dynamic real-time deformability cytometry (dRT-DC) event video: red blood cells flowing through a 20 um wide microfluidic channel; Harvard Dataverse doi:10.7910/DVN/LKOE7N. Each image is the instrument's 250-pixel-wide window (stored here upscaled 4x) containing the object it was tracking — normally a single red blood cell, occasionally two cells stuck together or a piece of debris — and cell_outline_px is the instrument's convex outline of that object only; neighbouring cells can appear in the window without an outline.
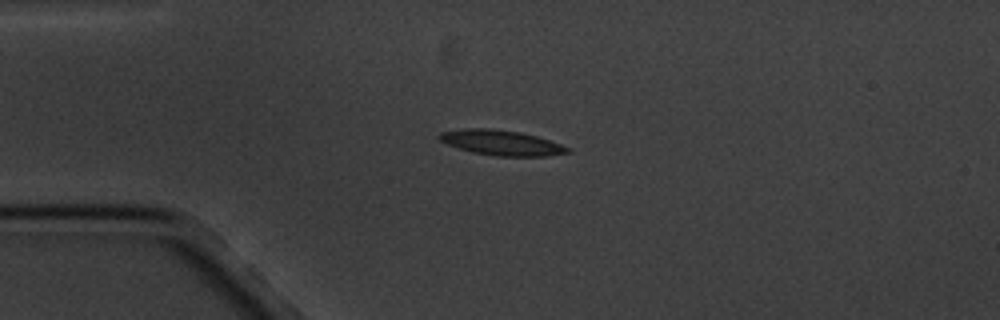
{"species": "common noctule bat (a hibernating species)", "species_latin": "Nyctalus noctula", "temperature_condition": "cold", "stored_images_in_passage": 8, "camera_frame_rate_fps": 3000, "um_per_image_px": 0.085, "animal": {"sex": "male", "body_mass_g": 20.1, "forearm_length_mm": 53.5}, "frame": {"image": 1, "passage_image": 4, "time_ms": 3.333, "image_size_px": [1000, 320], "cell_outline_px": [[572, 152], [548, 156], [496, 156], [472, 152], [448, 144], [440, 140], [436, 136], [440, 132], [464, 128], [492, 128], [520, 132], [536, 136], [572, 148]], "centroid_in_image_um": [42.63, 12.13], "position_along_channel_um": 42.4, "area_um2": 18.84}}
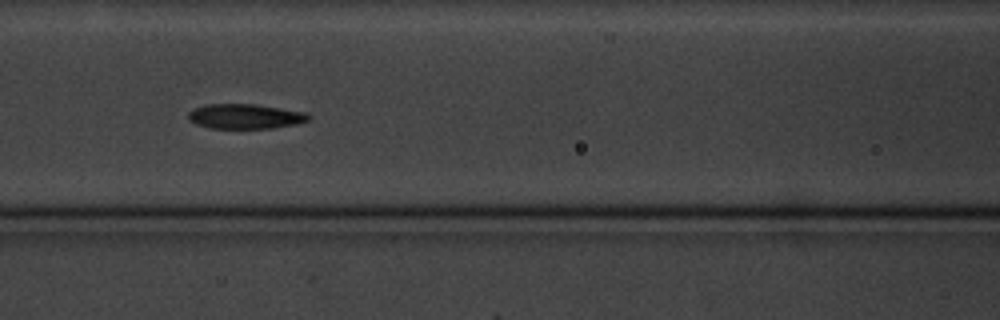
{"frame": {"image": 2, "passage_image": 7, "time_ms": 7.0, "image_size_px": [1000, 320], "cell_outline_px": [[312, 116], [308, 120], [296, 124], [272, 128], [208, 128], [196, 124], [188, 120], [188, 112], [192, 108], [204, 104], [256, 104], [308, 112]], "centroid_in_image_um": [20.83, 9.88], "position_along_channel_um": 145.8, "area_um2": 17.69}}
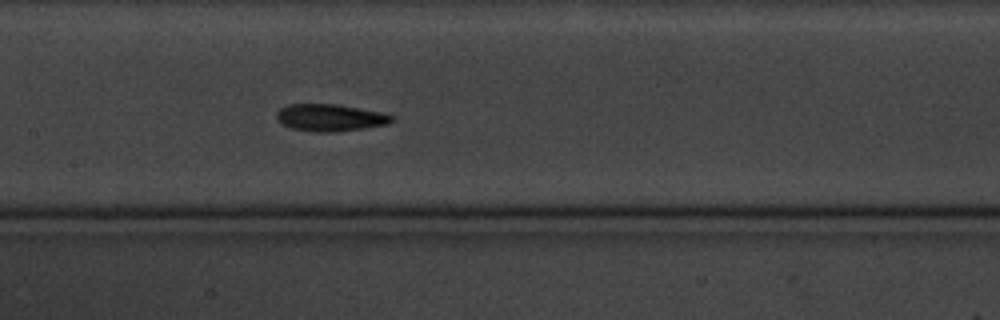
{"frame": {"image": 3, "passage_image": 8, "time_ms": 8.0, "image_size_px": [1000, 320], "cell_outline_px": [[396, 120], [388, 124], [340, 132], [312, 132], [292, 128], [280, 124], [276, 120], [276, 112], [280, 108], [288, 104], [336, 104], [388, 112], [396, 116]], "centroid_in_image_um": [28.12, 10.0], "position_along_channel_um": 179.3, "area_um2": 18.84}}